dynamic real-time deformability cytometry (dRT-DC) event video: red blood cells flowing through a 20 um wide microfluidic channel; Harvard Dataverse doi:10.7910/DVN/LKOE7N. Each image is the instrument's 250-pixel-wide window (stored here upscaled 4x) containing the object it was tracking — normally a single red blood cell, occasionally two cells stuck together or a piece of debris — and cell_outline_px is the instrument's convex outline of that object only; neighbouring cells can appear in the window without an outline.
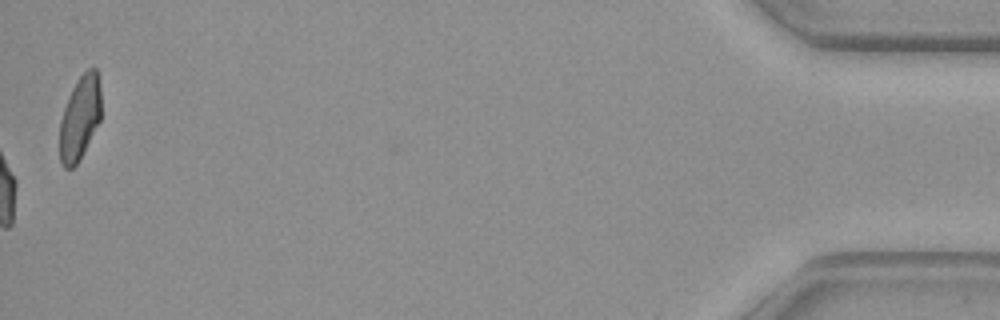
{"species": "common noctule bat (a hibernating species)", "species_latin": "Nyctalus noctula", "temperature_condition": "warm", "stored_images_in_passage": 52, "camera_frame_rate_fps": 3000, "um_per_image_px": 0.085, "animal": {"sex": "female", "body_mass_g": 29.2, "forearm_length_mm": 56.3}, "frame": {"image": 1, "passage_image": 52, "time_ms": 17.0, "image_size_px": [1000, 320], "cell_outline_px": [[100, 120], [76, 164], [72, 168], [64, 168], [60, 160], [60, 120], [68, 96], [76, 80], [88, 68], [96, 68], [100, 88]], "centroid_in_image_um": [6.77, 9.98], "position_along_channel_um": 428.4, "area_um2": 19.94}, "authors_computed_cell_mechanics": {"area_um2": 21.5016, "velocity_mm_per_s": 4.0753, "shape_relaxation_time_tau1_ms": 8.6966, "shape_relaxation_time_tau2_ms": 1.1488, "deformation_change_tau1": 0.1864, "deformation_change_tau2": 0.0547}}